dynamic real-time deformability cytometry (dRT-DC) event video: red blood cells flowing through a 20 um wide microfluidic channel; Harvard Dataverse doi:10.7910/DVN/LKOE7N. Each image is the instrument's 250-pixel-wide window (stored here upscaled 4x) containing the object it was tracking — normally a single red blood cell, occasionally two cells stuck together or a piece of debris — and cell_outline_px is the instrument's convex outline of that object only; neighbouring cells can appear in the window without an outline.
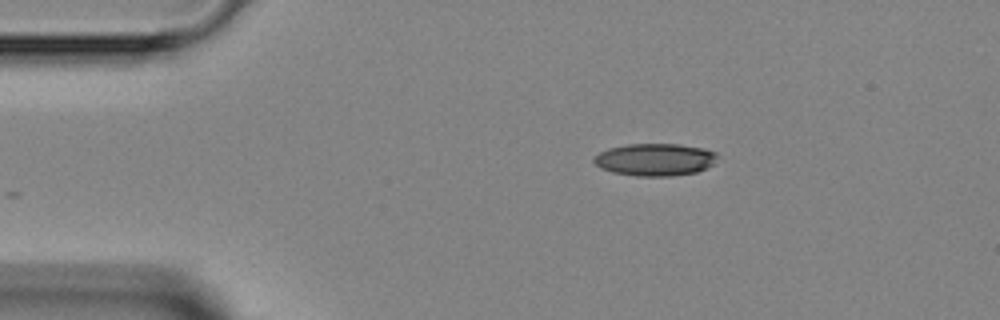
{"species": "Egyptian fruit bat (a non-hibernating species)", "species_latin": "Rousettus aegyptiacus", "temperature_condition": "room temperature", "stored_images_in_passage": 3, "camera_frame_rate_fps": 3000, "um_per_image_px": 0.085, "animal": {"sex": "female"}, "frame": {"image": 1, "passage_image": 1, "time_ms": 0.0, "image_size_px": [1000, 320], "cell_outline_px": [[716, 156], [712, 164], [696, 172], [672, 176], [636, 176], [612, 172], [600, 168], [592, 160], [600, 152], [608, 148], [628, 144], [680, 144], [704, 148], [716, 152]], "centroid_in_image_um": [55.65, 13.56], "position_along_channel_um": 29.4, "area_um2": 23.18}}